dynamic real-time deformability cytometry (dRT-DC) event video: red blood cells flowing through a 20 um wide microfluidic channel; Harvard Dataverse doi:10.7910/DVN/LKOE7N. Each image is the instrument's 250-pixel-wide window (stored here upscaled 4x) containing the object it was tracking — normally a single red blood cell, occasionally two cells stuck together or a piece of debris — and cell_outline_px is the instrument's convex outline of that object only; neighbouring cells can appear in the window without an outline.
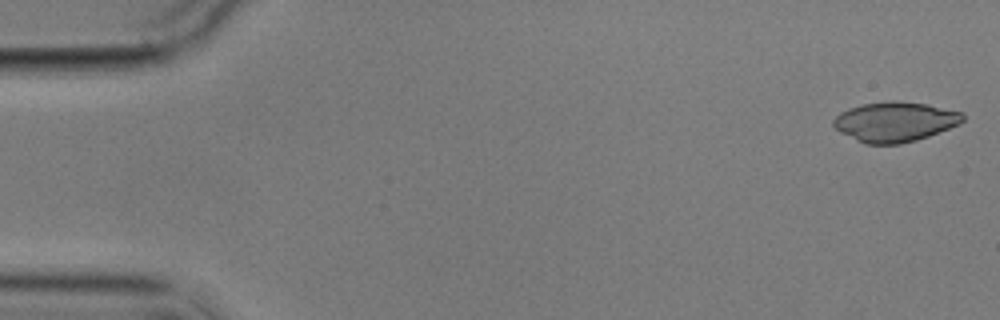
{"species": "common noctule bat (a hibernating species)", "species_latin": "Nyctalus noctula", "temperature_condition": "cold", "stored_images_in_passage": 6, "camera_frame_rate_fps": 3000, "um_per_image_px": 0.085, "animal": {"sex": "male", "body_mass_g": 17.9}, "frame": {"image": 1, "passage_image": 1, "time_ms": 0.0, "image_size_px": [1000, 320], "cell_outline_px": [[964, 120], [960, 124], [928, 136], [916, 140], [900, 144], [864, 144], [840, 132], [832, 124], [832, 120], [840, 112], [848, 108], [864, 104], [888, 100], [896, 100], [928, 104], [964, 112]], "centroid_in_image_um": [76.08, 10.34], "position_along_channel_um": 8.9, "area_um2": 30.29}}